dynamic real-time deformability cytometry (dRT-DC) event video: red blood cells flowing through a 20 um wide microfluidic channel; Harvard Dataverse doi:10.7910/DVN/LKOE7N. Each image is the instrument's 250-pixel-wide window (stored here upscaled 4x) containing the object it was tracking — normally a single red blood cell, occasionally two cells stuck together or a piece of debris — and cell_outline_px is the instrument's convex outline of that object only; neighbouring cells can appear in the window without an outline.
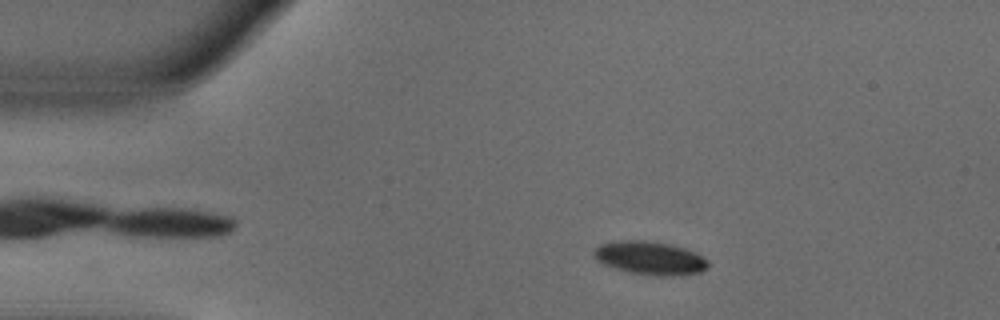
{"species": "common noctule bat (a hibernating species)", "species_latin": "Nyctalus noctula", "temperature_condition": "warm", "stored_images_in_passage": 52, "camera_frame_rate_fps": 3000, "um_per_image_px": 0.085, "animal": {"sex": "male", "body_mass_g": 18.8}, "frame": {"image": 1, "passage_image": 9, "time_ms": 2.667, "image_size_px": [1000, 320], "cell_outline_px": [[708, 268], [700, 272], [672, 276], [660, 276], [632, 272], [616, 268], [604, 264], [596, 260], [592, 256], [592, 252], [600, 244], [624, 240], [644, 240], [668, 244], [684, 248], [696, 252], [708, 260]], "centroid_in_image_um": [55.26, 21.93], "position_along_channel_um": 29.7, "area_um2": 22.02}}
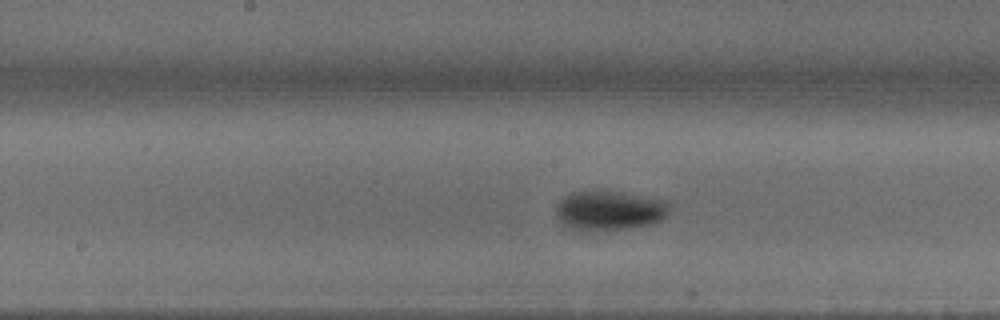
{"frame": {"image": 2, "passage_image": 26, "time_ms": 8.333, "image_size_px": [1000, 320], "cell_outline_px": [[668, 216], [652, 224], [624, 228], [588, 232], [576, 232], [564, 224], [556, 216], [556, 204], [564, 196], [572, 192], [620, 192], [664, 200], [668, 204]], "centroid_in_image_um": [51.75, 17.93], "position_along_channel_um": 196.5, "area_um2": 26.07}}
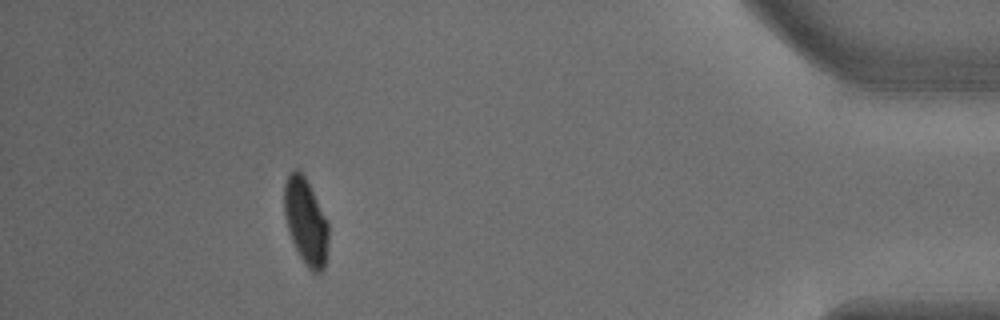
{"frame": {"image": 3, "passage_image": 47, "time_ms": 15.333, "image_size_px": [1000, 320], "cell_outline_px": [[328, 240], [324, 268], [320, 272], [312, 272], [304, 264], [292, 240], [284, 216], [284, 184], [288, 172], [296, 168], [300, 168], [328, 220]], "centroid_in_image_um": [25.98, 18.78], "position_along_channel_um": 409.2, "area_um2": 22.31}, "authors_computed_cell_mechanics": {"area_um2": 22.8599, "velocity_mm_per_s": 3.8282, "shape_relaxation_time_tau1_ms": 3.2123, "shape_relaxation_time_tau2_ms": null, "deformation_change_tau1": 0.1449, "deformation_change_tau2": null}}